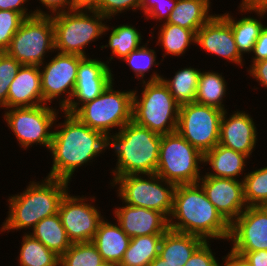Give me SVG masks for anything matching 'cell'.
Segmentation results:
<instances>
[{
	"label": "cell",
	"mask_w": 267,
	"mask_h": 266,
	"mask_svg": "<svg viewBox=\"0 0 267 266\" xmlns=\"http://www.w3.org/2000/svg\"><path fill=\"white\" fill-rule=\"evenodd\" d=\"M63 114L64 122H55L53 129L49 149L53 164L46 177L70 182L78 167L88 165L107 150V137L83 124L75 115Z\"/></svg>",
	"instance_id": "6da1fadb"
},
{
	"label": "cell",
	"mask_w": 267,
	"mask_h": 266,
	"mask_svg": "<svg viewBox=\"0 0 267 266\" xmlns=\"http://www.w3.org/2000/svg\"><path fill=\"white\" fill-rule=\"evenodd\" d=\"M169 229L198 236L205 241L227 240L230 223L196 184L176 185Z\"/></svg>",
	"instance_id": "7a4b0ae2"
},
{
	"label": "cell",
	"mask_w": 267,
	"mask_h": 266,
	"mask_svg": "<svg viewBox=\"0 0 267 266\" xmlns=\"http://www.w3.org/2000/svg\"><path fill=\"white\" fill-rule=\"evenodd\" d=\"M70 182L46 177L40 182L30 181L27 188L8 196L9 211L1 225V232L32 229L45 217L58 213L62 197ZM27 228V229H26Z\"/></svg>",
	"instance_id": "3957f363"
},
{
	"label": "cell",
	"mask_w": 267,
	"mask_h": 266,
	"mask_svg": "<svg viewBox=\"0 0 267 266\" xmlns=\"http://www.w3.org/2000/svg\"><path fill=\"white\" fill-rule=\"evenodd\" d=\"M161 134L134 121L107 137V149H114L117 162L113 180L129 174H153L157 170Z\"/></svg>",
	"instance_id": "277c9868"
},
{
	"label": "cell",
	"mask_w": 267,
	"mask_h": 266,
	"mask_svg": "<svg viewBox=\"0 0 267 266\" xmlns=\"http://www.w3.org/2000/svg\"><path fill=\"white\" fill-rule=\"evenodd\" d=\"M162 76L153 71L148 81L141 82L140 97L133 89L132 121L164 135L177 130L180 104L161 80Z\"/></svg>",
	"instance_id": "5b68a950"
},
{
	"label": "cell",
	"mask_w": 267,
	"mask_h": 266,
	"mask_svg": "<svg viewBox=\"0 0 267 266\" xmlns=\"http://www.w3.org/2000/svg\"><path fill=\"white\" fill-rule=\"evenodd\" d=\"M54 25L55 53L86 55L85 48L102 38L106 22L93 8H76L51 15ZM106 22H103L105 21Z\"/></svg>",
	"instance_id": "8992f818"
},
{
	"label": "cell",
	"mask_w": 267,
	"mask_h": 266,
	"mask_svg": "<svg viewBox=\"0 0 267 266\" xmlns=\"http://www.w3.org/2000/svg\"><path fill=\"white\" fill-rule=\"evenodd\" d=\"M113 85L114 82L73 113L83 124L106 137L114 133L113 129L119 131L132 120L133 90H115Z\"/></svg>",
	"instance_id": "52a82bcc"
},
{
	"label": "cell",
	"mask_w": 267,
	"mask_h": 266,
	"mask_svg": "<svg viewBox=\"0 0 267 266\" xmlns=\"http://www.w3.org/2000/svg\"><path fill=\"white\" fill-rule=\"evenodd\" d=\"M203 161L204 155L175 131L161 137L155 173L175 185L196 184L202 177L199 164Z\"/></svg>",
	"instance_id": "ba28073f"
},
{
	"label": "cell",
	"mask_w": 267,
	"mask_h": 266,
	"mask_svg": "<svg viewBox=\"0 0 267 266\" xmlns=\"http://www.w3.org/2000/svg\"><path fill=\"white\" fill-rule=\"evenodd\" d=\"M110 185L118 188L117 197L123 203L159 211L169 219L176 185L156 173L118 176L112 182L110 180Z\"/></svg>",
	"instance_id": "9c48e42d"
},
{
	"label": "cell",
	"mask_w": 267,
	"mask_h": 266,
	"mask_svg": "<svg viewBox=\"0 0 267 266\" xmlns=\"http://www.w3.org/2000/svg\"><path fill=\"white\" fill-rule=\"evenodd\" d=\"M6 110L3 114L4 121L15 135L21 148L27 150L36 144L50 149L54 131L51 129L55 122H58L59 109L42 104L33 107H13Z\"/></svg>",
	"instance_id": "30bf717a"
},
{
	"label": "cell",
	"mask_w": 267,
	"mask_h": 266,
	"mask_svg": "<svg viewBox=\"0 0 267 266\" xmlns=\"http://www.w3.org/2000/svg\"><path fill=\"white\" fill-rule=\"evenodd\" d=\"M55 51L54 25L49 15L25 18L6 52L22 65L41 66L49 52Z\"/></svg>",
	"instance_id": "8fae6325"
},
{
	"label": "cell",
	"mask_w": 267,
	"mask_h": 266,
	"mask_svg": "<svg viewBox=\"0 0 267 266\" xmlns=\"http://www.w3.org/2000/svg\"><path fill=\"white\" fill-rule=\"evenodd\" d=\"M224 111L196 102L180 105L177 132L203 155L219 143Z\"/></svg>",
	"instance_id": "7c38bea8"
},
{
	"label": "cell",
	"mask_w": 267,
	"mask_h": 266,
	"mask_svg": "<svg viewBox=\"0 0 267 266\" xmlns=\"http://www.w3.org/2000/svg\"><path fill=\"white\" fill-rule=\"evenodd\" d=\"M51 58L48 63L44 62L39 66L43 100L44 104L48 105L55 99H59V108L62 112L72 98L79 62L84 57L57 52V55Z\"/></svg>",
	"instance_id": "4fadbf2b"
},
{
	"label": "cell",
	"mask_w": 267,
	"mask_h": 266,
	"mask_svg": "<svg viewBox=\"0 0 267 266\" xmlns=\"http://www.w3.org/2000/svg\"><path fill=\"white\" fill-rule=\"evenodd\" d=\"M69 192L62 197L58 208L67 237L72 243L92 242L99 223L104 219L91 202H95L96 197L73 196Z\"/></svg>",
	"instance_id": "5bb4252c"
},
{
	"label": "cell",
	"mask_w": 267,
	"mask_h": 266,
	"mask_svg": "<svg viewBox=\"0 0 267 266\" xmlns=\"http://www.w3.org/2000/svg\"><path fill=\"white\" fill-rule=\"evenodd\" d=\"M228 240L234 252L267 250V208L248 206L230 224Z\"/></svg>",
	"instance_id": "9a60e30c"
},
{
	"label": "cell",
	"mask_w": 267,
	"mask_h": 266,
	"mask_svg": "<svg viewBox=\"0 0 267 266\" xmlns=\"http://www.w3.org/2000/svg\"><path fill=\"white\" fill-rule=\"evenodd\" d=\"M110 61H101L84 57L78 66L74 93L68 106L62 111L73 114L80 105L98 97L112 82L114 76L108 65Z\"/></svg>",
	"instance_id": "2e32d148"
},
{
	"label": "cell",
	"mask_w": 267,
	"mask_h": 266,
	"mask_svg": "<svg viewBox=\"0 0 267 266\" xmlns=\"http://www.w3.org/2000/svg\"><path fill=\"white\" fill-rule=\"evenodd\" d=\"M198 184L220 214L231 224L248 206L244 199L243 181L202 176Z\"/></svg>",
	"instance_id": "e0dca14e"
},
{
	"label": "cell",
	"mask_w": 267,
	"mask_h": 266,
	"mask_svg": "<svg viewBox=\"0 0 267 266\" xmlns=\"http://www.w3.org/2000/svg\"><path fill=\"white\" fill-rule=\"evenodd\" d=\"M196 44L207 53L243 67L245 60L237 49L230 24L215 14L196 32Z\"/></svg>",
	"instance_id": "ac0fdd59"
},
{
	"label": "cell",
	"mask_w": 267,
	"mask_h": 266,
	"mask_svg": "<svg viewBox=\"0 0 267 266\" xmlns=\"http://www.w3.org/2000/svg\"><path fill=\"white\" fill-rule=\"evenodd\" d=\"M258 132L249 113L237 110L230 114L225 110L220 123L219 143L247 155L249 158L258 143Z\"/></svg>",
	"instance_id": "d6986e66"
},
{
	"label": "cell",
	"mask_w": 267,
	"mask_h": 266,
	"mask_svg": "<svg viewBox=\"0 0 267 266\" xmlns=\"http://www.w3.org/2000/svg\"><path fill=\"white\" fill-rule=\"evenodd\" d=\"M122 206L115 208L113 216L130 238L164 234L169 229V219L159 211L135 207L123 202Z\"/></svg>",
	"instance_id": "ffe728a7"
},
{
	"label": "cell",
	"mask_w": 267,
	"mask_h": 266,
	"mask_svg": "<svg viewBox=\"0 0 267 266\" xmlns=\"http://www.w3.org/2000/svg\"><path fill=\"white\" fill-rule=\"evenodd\" d=\"M44 104L41 90L40 68L36 65H21L10 84L7 109L33 107Z\"/></svg>",
	"instance_id": "44dd1931"
},
{
	"label": "cell",
	"mask_w": 267,
	"mask_h": 266,
	"mask_svg": "<svg viewBox=\"0 0 267 266\" xmlns=\"http://www.w3.org/2000/svg\"><path fill=\"white\" fill-rule=\"evenodd\" d=\"M239 12L242 13H254L258 18L252 16H243L237 20L234 16H231L229 12L220 14L231 26L233 37L237 45L239 53L243 56L245 53L252 54L253 47L259 37L261 30L264 28L262 20L266 18V13L263 9H250L239 5ZM260 16V17H259ZM259 19V20H258Z\"/></svg>",
	"instance_id": "7402d4cb"
},
{
	"label": "cell",
	"mask_w": 267,
	"mask_h": 266,
	"mask_svg": "<svg viewBox=\"0 0 267 266\" xmlns=\"http://www.w3.org/2000/svg\"><path fill=\"white\" fill-rule=\"evenodd\" d=\"M104 218L98 226L92 243L97 247L102 259L106 262L120 264L131 238L120 225Z\"/></svg>",
	"instance_id": "603a6c76"
},
{
	"label": "cell",
	"mask_w": 267,
	"mask_h": 266,
	"mask_svg": "<svg viewBox=\"0 0 267 266\" xmlns=\"http://www.w3.org/2000/svg\"><path fill=\"white\" fill-rule=\"evenodd\" d=\"M204 242L198 236L168 229L161 239L159 256L171 266H184Z\"/></svg>",
	"instance_id": "cb8c5ba5"
},
{
	"label": "cell",
	"mask_w": 267,
	"mask_h": 266,
	"mask_svg": "<svg viewBox=\"0 0 267 266\" xmlns=\"http://www.w3.org/2000/svg\"><path fill=\"white\" fill-rule=\"evenodd\" d=\"M249 157L243 153L217 144L204 154V164L210 165L211 172L202 176H214L238 180L245 171L246 161Z\"/></svg>",
	"instance_id": "d4e9b609"
},
{
	"label": "cell",
	"mask_w": 267,
	"mask_h": 266,
	"mask_svg": "<svg viewBox=\"0 0 267 266\" xmlns=\"http://www.w3.org/2000/svg\"><path fill=\"white\" fill-rule=\"evenodd\" d=\"M28 232L33 238L39 240L49 250L62 256L71 246L59 213L45 217Z\"/></svg>",
	"instance_id": "484cf974"
},
{
	"label": "cell",
	"mask_w": 267,
	"mask_h": 266,
	"mask_svg": "<svg viewBox=\"0 0 267 266\" xmlns=\"http://www.w3.org/2000/svg\"><path fill=\"white\" fill-rule=\"evenodd\" d=\"M210 7L201 0H177L167 23L179 25L195 33L215 14H210Z\"/></svg>",
	"instance_id": "4316f807"
},
{
	"label": "cell",
	"mask_w": 267,
	"mask_h": 266,
	"mask_svg": "<svg viewBox=\"0 0 267 266\" xmlns=\"http://www.w3.org/2000/svg\"><path fill=\"white\" fill-rule=\"evenodd\" d=\"M108 31H111L108 44L100 47L101 50L106 47L111 49L112 55L109 58L110 61L114 60V57L123 60L130 52L136 50L143 44L141 32H139L135 26H132V24H120L115 27L111 26V29L107 24L104 28L103 35H106L105 33Z\"/></svg>",
	"instance_id": "83f0119b"
},
{
	"label": "cell",
	"mask_w": 267,
	"mask_h": 266,
	"mask_svg": "<svg viewBox=\"0 0 267 266\" xmlns=\"http://www.w3.org/2000/svg\"><path fill=\"white\" fill-rule=\"evenodd\" d=\"M227 82L222 73L201 71L194 102L227 110L223 104L227 92Z\"/></svg>",
	"instance_id": "f1b7e54d"
},
{
	"label": "cell",
	"mask_w": 267,
	"mask_h": 266,
	"mask_svg": "<svg viewBox=\"0 0 267 266\" xmlns=\"http://www.w3.org/2000/svg\"><path fill=\"white\" fill-rule=\"evenodd\" d=\"M162 237L163 234H152L131 238L119 266H149L159 256Z\"/></svg>",
	"instance_id": "f546056e"
},
{
	"label": "cell",
	"mask_w": 267,
	"mask_h": 266,
	"mask_svg": "<svg viewBox=\"0 0 267 266\" xmlns=\"http://www.w3.org/2000/svg\"><path fill=\"white\" fill-rule=\"evenodd\" d=\"M159 27L156 44L162 46V50L165 52L164 58L166 55L180 57L185 54L190 45L196 44V33L190 29L167 22L160 24Z\"/></svg>",
	"instance_id": "4dcf8cb0"
},
{
	"label": "cell",
	"mask_w": 267,
	"mask_h": 266,
	"mask_svg": "<svg viewBox=\"0 0 267 266\" xmlns=\"http://www.w3.org/2000/svg\"><path fill=\"white\" fill-rule=\"evenodd\" d=\"M201 70L193 67H184L175 72L173 77L161 80L168 87L169 92L180 104L194 102Z\"/></svg>",
	"instance_id": "1f68e13d"
},
{
	"label": "cell",
	"mask_w": 267,
	"mask_h": 266,
	"mask_svg": "<svg viewBox=\"0 0 267 266\" xmlns=\"http://www.w3.org/2000/svg\"><path fill=\"white\" fill-rule=\"evenodd\" d=\"M17 257L19 266H60V256L27 232H24Z\"/></svg>",
	"instance_id": "d6a6232c"
},
{
	"label": "cell",
	"mask_w": 267,
	"mask_h": 266,
	"mask_svg": "<svg viewBox=\"0 0 267 266\" xmlns=\"http://www.w3.org/2000/svg\"><path fill=\"white\" fill-rule=\"evenodd\" d=\"M242 181L247 206H265L267 204V166L245 173Z\"/></svg>",
	"instance_id": "836d02e7"
},
{
	"label": "cell",
	"mask_w": 267,
	"mask_h": 266,
	"mask_svg": "<svg viewBox=\"0 0 267 266\" xmlns=\"http://www.w3.org/2000/svg\"><path fill=\"white\" fill-rule=\"evenodd\" d=\"M103 261L92 242L72 243L60 257V266H98Z\"/></svg>",
	"instance_id": "e575fe53"
},
{
	"label": "cell",
	"mask_w": 267,
	"mask_h": 266,
	"mask_svg": "<svg viewBox=\"0 0 267 266\" xmlns=\"http://www.w3.org/2000/svg\"><path fill=\"white\" fill-rule=\"evenodd\" d=\"M141 45L136 50L130 52L123 60L129 68L134 72L135 78L140 80L141 82L147 81L145 78L146 73L153 66H159L160 63L156 62V51L154 49H150L148 47V42ZM142 79V80H141Z\"/></svg>",
	"instance_id": "d590c367"
},
{
	"label": "cell",
	"mask_w": 267,
	"mask_h": 266,
	"mask_svg": "<svg viewBox=\"0 0 267 266\" xmlns=\"http://www.w3.org/2000/svg\"><path fill=\"white\" fill-rule=\"evenodd\" d=\"M21 63L6 51L0 52V108L7 109L10 84L14 80Z\"/></svg>",
	"instance_id": "8d00e7d4"
},
{
	"label": "cell",
	"mask_w": 267,
	"mask_h": 266,
	"mask_svg": "<svg viewBox=\"0 0 267 266\" xmlns=\"http://www.w3.org/2000/svg\"><path fill=\"white\" fill-rule=\"evenodd\" d=\"M25 18L12 10H0V52L6 51Z\"/></svg>",
	"instance_id": "74e56055"
},
{
	"label": "cell",
	"mask_w": 267,
	"mask_h": 266,
	"mask_svg": "<svg viewBox=\"0 0 267 266\" xmlns=\"http://www.w3.org/2000/svg\"><path fill=\"white\" fill-rule=\"evenodd\" d=\"M177 0H140V10L146 19H156L160 23L167 22Z\"/></svg>",
	"instance_id": "f35d334b"
},
{
	"label": "cell",
	"mask_w": 267,
	"mask_h": 266,
	"mask_svg": "<svg viewBox=\"0 0 267 266\" xmlns=\"http://www.w3.org/2000/svg\"><path fill=\"white\" fill-rule=\"evenodd\" d=\"M93 9L111 21L114 16L130 9L134 12L140 10V0H100Z\"/></svg>",
	"instance_id": "ab89813d"
},
{
	"label": "cell",
	"mask_w": 267,
	"mask_h": 266,
	"mask_svg": "<svg viewBox=\"0 0 267 266\" xmlns=\"http://www.w3.org/2000/svg\"><path fill=\"white\" fill-rule=\"evenodd\" d=\"M212 252L210 241H205L190 257L184 266H220Z\"/></svg>",
	"instance_id": "60d3db41"
},
{
	"label": "cell",
	"mask_w": 267,
	"mask_h": 266,
	"mask_svg": "<svg viewBox=\"0 0 267 266\" xmlns=\"http://www.w3.org/2000/svg\"><path fill=\"white\" fill-rule=\"evenodd\" d=\"M42 5L45 6L44 8L48 9L49 11H43L40 8L35 10L36 15H54L61 12H66L70 10H74L77 7L75 0H39ZM49 12V13H48Z\"/></svg>",
	"instance_id": "b9f144b4"
},
{
	"label": "cell",
	"mask_w": 267,
	"mask_h": 266,
	"mask_svg": "<svg viewBox=\"0 0 267 266\" xmlns=\"http://www.w3.org/2000/svg\"><path fill=\"white\" fill-rule=\"evenodd\" d=\"M253 55L251 58V65L250 67L255 63L262 60L267 59V26L265 25L264 28L261 30L259 37L257 38V41L253 47L252 51Z\"/></svg>",
	"instance_id": "7bdbcfd3"
},
{
	"label": "cell",
	"mask_w": 267,
	"mask_h": 266,
	"mask_svg": "<svg viewBox=\"0 0 267 266\" xmlns=\"http://www.w3.org/2000/svg\"><path fill=\"white\" fill-rule=\"evenodd\" d=\"M29 0H0V10H12L20 13L24 18L36 15V11H29L26 4ZM29 11V12H28Z\"/></svg>",
	"instance_id": "ee69618b"
},
{
	"label": "cell",
	"mask_w": 267,
	"mask_h": 266,
	"mask_svg": "<svg viewBox=\"0 0 267 266\" xmlns=\"http://www.w3.org/2000/svg\"><path fill=\"white\" fill-rule=\"evenodd\" d=\"M247 72L259 82L260 86L267 88V59L255 62L249 69L247 68Z\"/></svg>",
	"instance_id": "f6af8a7d"
},
{
	"label": "cell",
	"mask_w": 267,
	"mask_h": 266,
	"mask_svg": "<svg viewBox=\"0 0 267 266\" xmlns=\"http://www.w3.org/2000/svg\"><path fill=\"white\" fill-rule=\"evenodd\" d=\"M235 253L244 256L251 266H267V250Z\"/></svg>",
	"instance_id": "bcb514c9"
},
{
	"label": "cell",
	"mask_w": 267,
	"mask_h": 266,
	"mask_svg": "<svg viewBox=\"0 0 267 266\" xmlns=\"http://www.w3.org/2000/svg\"><path fill=\"white\" fill-rule=\"evenodd\" d=\"M224 259V260H223ZM222 264L220 266H251L244 256L230 250L226 256L222 257Z\"/></svg>",
	"instance_id": "7dc6e473"
},
{
	"label": "cell",
	"mask_w": 267,
	"mask_h": 266,
	"mask_svg": "<svg viewBox=\"0 0 267 266\" xmlns=\"http://www.w3.org/2000/svg\"><path fill=\"white\" fill-rule=\"evenodd\" d=\"M239 5L250 9H264L267 6V0H242Z\"/></svg>",
	"instance_id": "c3c4849f"
},
{
	"label": "cell",
	"mask_w": 267,
	"mask_h": 266,
	"mask_svg": "<svg viewBox=\"0 0 267 266\" xmlns=\"http://www.w3.org/2000/svg\"><path fill=\"white\" fill-rule=\"evenodd\" d=\"M100 0H75L78 8H93Z\"/></svg>",
	"instance_id": "681fc988"
},
{
	"label": "cell",
	"mask_w": 267,
	"mask_h": 266,
	"mask_svg": "<svg viewBox=\"0 0 267 266\" xmlns=\"http://www.w3.org/2000/svg\"><path fill=\"white\" fill-rule=\"evenodd\" d=\"M149 266H171L170 264L166 263V260H163L160 256H157Z\"/></svg>",
	"instance_id": "f907efd6"
},
{
	"label": "cell",
	"mask_w": 267,
	"mask_h": 266,
	"mask_svg": "<svg viewBox=\"0 0 267 266\" xmlns=\"http://www.w3.org/2000/svg\"><path fill=\"white\" fill-rule=\"evenodd\" d=\"M98 266H119L118 264L112 263V262H106L103 261L101 264H99Z\"/></svg>",
	"instance_id": "816d5d0a"
},
{
	"label": "cell",
	"mask_w": 267,
	"mask_h": 266,
	"mask_svg": "<svg viewBox=\"0 0 267 266\" xmlns=\"http://www.w3.org/2000/svg\"><path fill=\"white\" fill-rule=\"evenodd\" d=\"M201 1H203L204 3H206L211 8V3L212 2H210V0H201Z\"/></svg>",
	"instance_id": "f5cc1de1"
},
{
	"label": "cell",
	"mask_w": 267,
	"mask_h": 266,
	"mask_svg": "<svg viewBox=\"0 0 267 266\" xmlns=\"http://www.w3.org/2000/svg\"><path fill=\"white\" fill-rule=\"evenodd\" d=\"M263 10L267 14V6Z\"/></svg>",
	"instance_id": "db71d44e"
}]
</instances>
